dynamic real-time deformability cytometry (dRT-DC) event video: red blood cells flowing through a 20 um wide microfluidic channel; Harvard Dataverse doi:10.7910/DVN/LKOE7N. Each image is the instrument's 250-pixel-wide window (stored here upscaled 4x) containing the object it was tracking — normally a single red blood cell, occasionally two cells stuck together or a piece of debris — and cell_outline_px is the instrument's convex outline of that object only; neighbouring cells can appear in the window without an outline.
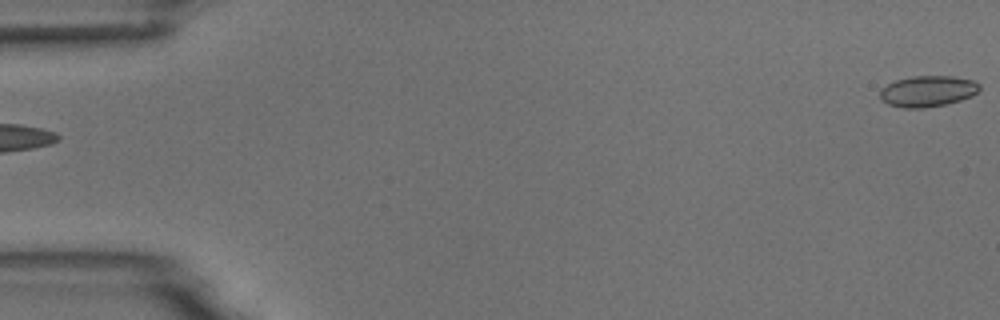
{"species": "common noctule bat (a hibernating species)", "species_latin": "Nyctalus noctula", "temperature_condition": "room temperature", "stored_images_in_passage": 3, "segment_of_instrument_passage": [2, 2], "camera_frame_rate_fps": 3000, "um_per_image_px": 0.085, "animal": {"sex": "male", "body_mass_g": 18.8}, "frame": {"image": 1, "passage_image": 3, "time_ms": 2.333, "image_size_px": [1000, 320], "cell_outline_px": [[980, 88], [972, 96], [960, 100], [944, 104], [924, 108], [904, 108], [888, 104], [880, 96], [880, 88], [896, 80], [912, 76], [952, 76], [972, 80], [980, 84]], "centroid_in_image_um": [78.85, 7.74], "position_along_channel_um": 6.1, "area_um2": 17.86}}